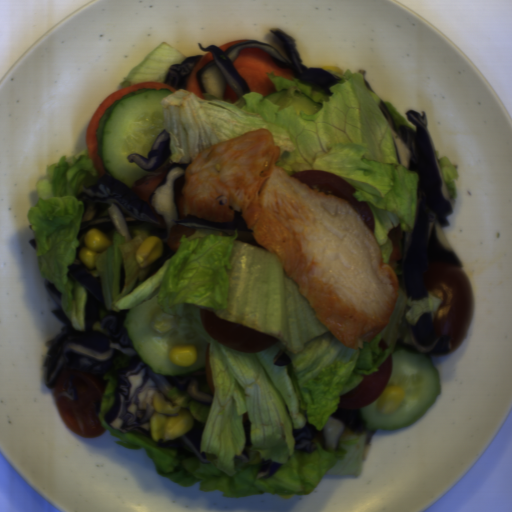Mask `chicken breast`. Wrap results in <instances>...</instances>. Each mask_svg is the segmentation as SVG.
Returning <instances> with one entry per match:
<instances>
[{"label": "chicken breast", "instance_id": "1", "mask_svg": "<svg viewBox=\"0 0 512 512\" xmlns=\"http://www.w3.org/2000/svg\"><path fill=\"white\" fill-rule=\"evenodd\" d=\"M267 127L211 145L187 165L180 217L230 223L241 212L261 247L315 318L346 348L375 340L399 302L400 282L354 204L320 192L278 166Z\"/></svg>", "mask_w": 512, "mask_h": 512}]
</instances>
